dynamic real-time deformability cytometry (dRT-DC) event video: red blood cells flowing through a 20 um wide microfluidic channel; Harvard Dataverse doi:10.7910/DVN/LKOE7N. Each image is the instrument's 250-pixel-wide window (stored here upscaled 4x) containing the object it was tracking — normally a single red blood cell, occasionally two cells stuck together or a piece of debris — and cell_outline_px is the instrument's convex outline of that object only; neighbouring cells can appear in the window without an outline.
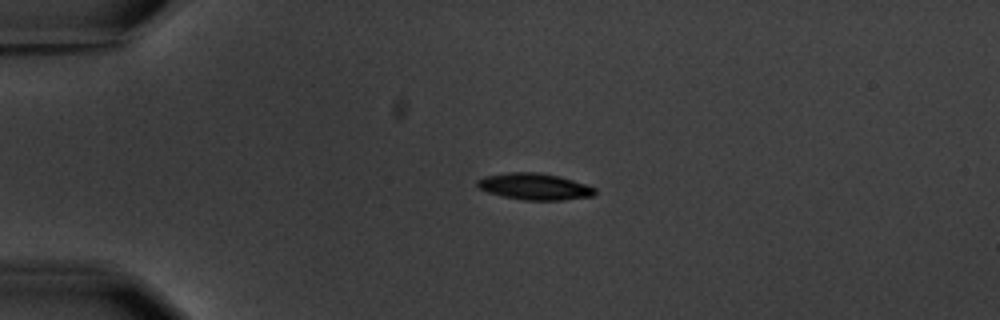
{"species": "common noctule bat (a hibernating species)", "species_latin": "Nyctalus noctula", "temperature_condition": "warm", "stored_images_in_passage": 7, "camera_frame_rate_fps": 3000, "um_per_image_px": 0.085, "animal": {"sex": "male", "body_mass_g": 20.1, "forearm_length_mm": 53.5}, "frame": {"image": 1, "passage_image": 4, "time_ms": 3.667, "image_size_px": [1000, 320], "cell_outline_px": [[596, 192], [592, 196], [564, 200], [524, 200], [504, 196], [488, 192], [480, 188], [476, 184], [476, 180], [484, 176], [508, 172], [536, 172], [560, 176], [596, 188]], "centroid_in_image_um": [45.42, 15.85], "position_along_channel_um": 39.6, "area_um2": 18.09}}
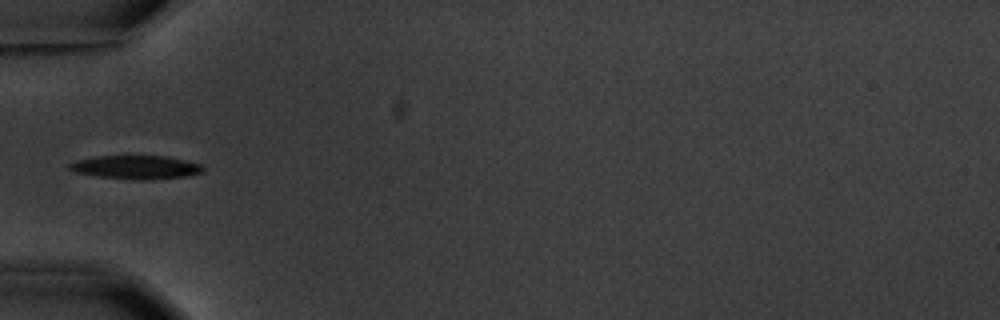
{"frame": {"image": 2, "passage_image": 5, "time_ms": 5.667, "image_size_px": [1000, 320], "cell_outline_px": [[204, 172], [184, 176], [152, 180], [132, 180], [96, 176], [76, 172], [68, 168], [68, 164], [76, 160], [96, 156], [168, 156], [204, 164]], "centroid_in_image_um": [11.59, 14.22], "position_along_channel_um": 73.4, "area_um2": 18.61}}
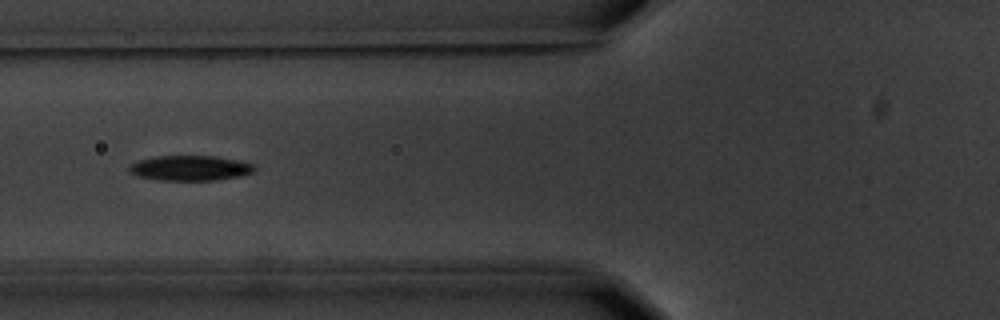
{"frame": {"image": 3, "passage_image": 6, "time_ms": 6.667, "image_size_px": [1000, 320], "cell_outline_px": [[256, 168], [252, 172], [240, 176], [216, 180], [156, 180], [136, 176], [128, 172], [128, 168], [132, 164], [140, 160], [156, 156], [216, 156], [236, 160], [252, 164]], "centroid_in_image_um": [16.12, 14.29], "position_along_channel_um": 109.7, "area_um2": 18.26}}